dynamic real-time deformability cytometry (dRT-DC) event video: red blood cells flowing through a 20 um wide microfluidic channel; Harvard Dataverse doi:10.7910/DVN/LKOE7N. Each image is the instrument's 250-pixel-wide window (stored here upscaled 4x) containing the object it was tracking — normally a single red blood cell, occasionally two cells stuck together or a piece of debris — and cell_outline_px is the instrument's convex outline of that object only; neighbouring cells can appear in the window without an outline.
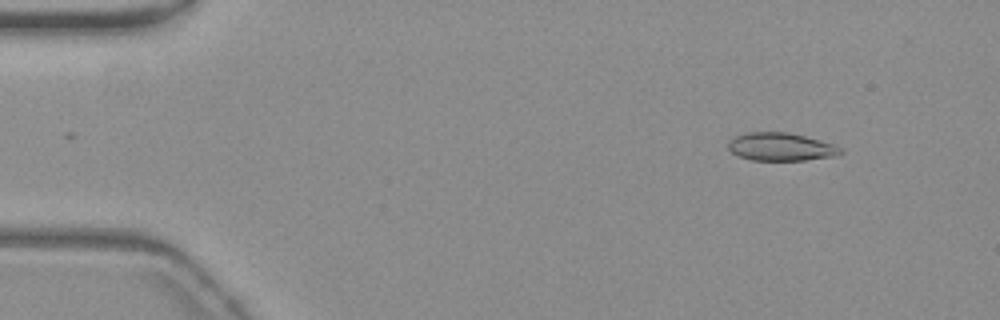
{"species": "common noctule bat (a hibernating species)", "species_latin": "Nyctalus noctula", "temperature_condition": "warm", "stored_images_in_passage": 53, "camera_frame_rate_fps": 3000, "um_per_image_px": 0.085, "animal": {"sex": "female", "body_mass_g": 19.3, "forearm_length_mm": 54.1}, "frame": {"image": 1, "passage_image": 3, "time_ms": 0.667, "image_size_px": [1000, 320], "cell_outline_px": [[844, 152], [836, 156], [804, 160], [752, 160], [740, 156], [732, 152], [728, 148], [728, 140], [736, 136], [748, 132], [788, 132], [804, 136], [832, 144], [840, 148]], "centroid_in_image_um": [66.35, 12.48], "position_along_channel_um": 18.6, "area_um2": 18.15}}
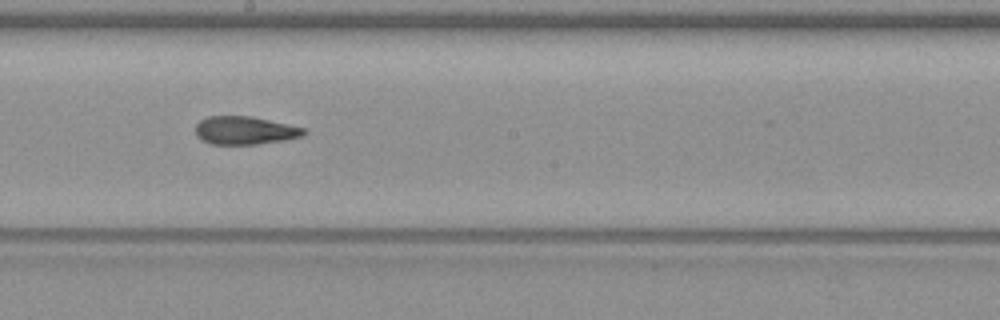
{"frame": {"image": 2, "passage_image": 28, "time_ms": 9.0, "image_size_px": [1000, 320], "cell_outline_px": [[308, 132], [304, 136], [284, 140], [256, 144], [208, 144], [200, 140], [196, 136], [196, 124], [200, 120], [208, 116], [252, 116], [304, 128]], "centroid_in_image_um": [20.79, 11.09], "position_along_channel_um": 227.4, "area_um2": 17.86}}
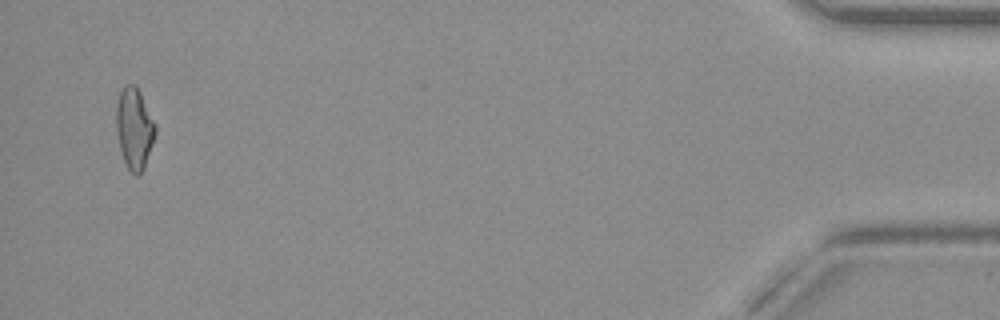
{"frame": {"image": 3, "passage_image": 51, "time_ms": 16.667, "image_size_px": [1000, 320], "cell_outline_px": [[156, 132], [144, 168], [140, 176], [136, 176], [128, 168], [124, 160], [120, 148], [116, 128], [116, 104], [120, 92], [124, 84], [132, 84], [140, 92], [156, 124]], "centroid_in_image_um": [11.42, 10.91], "position_along_channel_um": 423.8, "area_um2": 18.38}, "authors_computed_cell_mechanics": {"area_um2": 18.0336, "velocity_mm_per_s": 3.7007, "shape_relaxation_time_tau1_ms": null, "shape_relaxation_time_tau2_ms": 2.1954, "deformation_change_tau1": null, "deformation_change_tau2": 0.1003}}